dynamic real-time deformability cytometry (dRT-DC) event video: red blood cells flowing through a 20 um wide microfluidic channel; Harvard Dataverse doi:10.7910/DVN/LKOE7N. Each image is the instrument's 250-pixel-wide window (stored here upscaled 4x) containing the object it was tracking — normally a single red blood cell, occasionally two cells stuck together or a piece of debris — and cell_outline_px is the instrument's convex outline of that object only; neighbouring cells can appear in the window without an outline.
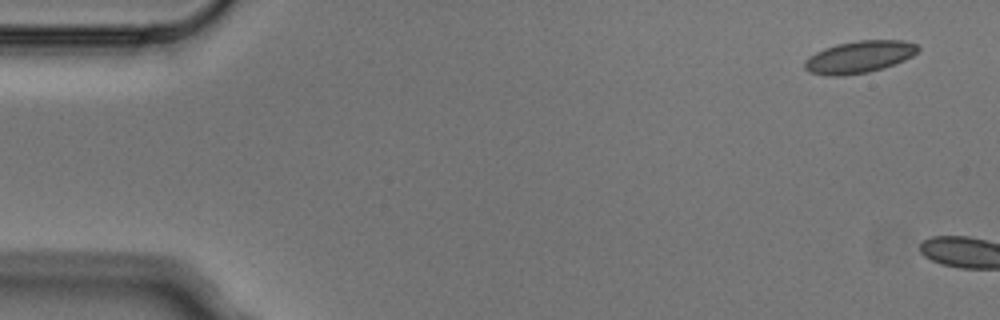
{"species": "Egyptian fruit bat (a non-hibernating species)", "species_latin": "Rousettus aegyptiacus", "temperature_condition": "cold", "stored_images_in_passage": 4, "segment_of_instrument_passage": [2, 2], "camera_frame_rate_fps": 3000, "um_per_image_px": 0.085, "animal": {"sex": "male"}, "frame": {"image": 1, "passage_image": 4, "time_ms": 1.0, "image_size_px": [1000, 320], "cell_outline_px": [[920, 48], [912, 56], [904, 60], [884, 68], [868, 72], [844, 76], [828, 76], [808, 72], [804, 68], [804, 60], [808, 56], [824, 48], [836, 44], [860, 40], [904, 40], [916, 44]], "centroid_in_image_um": [73.0, 4.84], "position_along_channel_um": 12.0, "area_um2": 21.39}}